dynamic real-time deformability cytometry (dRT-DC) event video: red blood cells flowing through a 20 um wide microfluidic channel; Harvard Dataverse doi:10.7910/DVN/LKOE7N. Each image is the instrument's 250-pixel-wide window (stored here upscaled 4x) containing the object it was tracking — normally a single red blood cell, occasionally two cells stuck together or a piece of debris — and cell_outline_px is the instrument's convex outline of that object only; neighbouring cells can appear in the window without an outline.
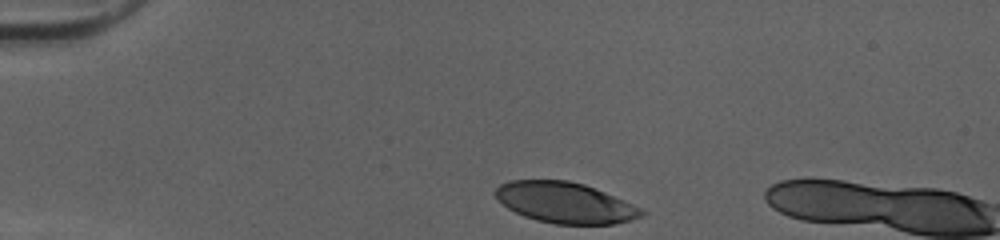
{"species": "human", "species_latin": "Homo sapiens", "temperature_condition": "cold", "stored_images_in_passage": 6, "camera_frame_rate_fps": 3000, "um_per_image_px": 0.085, "donor": {"sex": "female"}, "frame": {"image": 1, "passage_image": 1, "time_ms": 0.0, "image_size_px": [1000, 240], "cell_outline_px": [[648, 212], [644, 216], [632, 220], [612, 224], [556, 224], [536, 220], [524, 216], [508, 208], [492, 192], [500, 184], [508, 180], [568, 180], [584, 184], [624, 200]], "centroid_in_image_um": [48.04, 17.22], "position_along_channel_um": 37.0, "area_um2": 34.74}}